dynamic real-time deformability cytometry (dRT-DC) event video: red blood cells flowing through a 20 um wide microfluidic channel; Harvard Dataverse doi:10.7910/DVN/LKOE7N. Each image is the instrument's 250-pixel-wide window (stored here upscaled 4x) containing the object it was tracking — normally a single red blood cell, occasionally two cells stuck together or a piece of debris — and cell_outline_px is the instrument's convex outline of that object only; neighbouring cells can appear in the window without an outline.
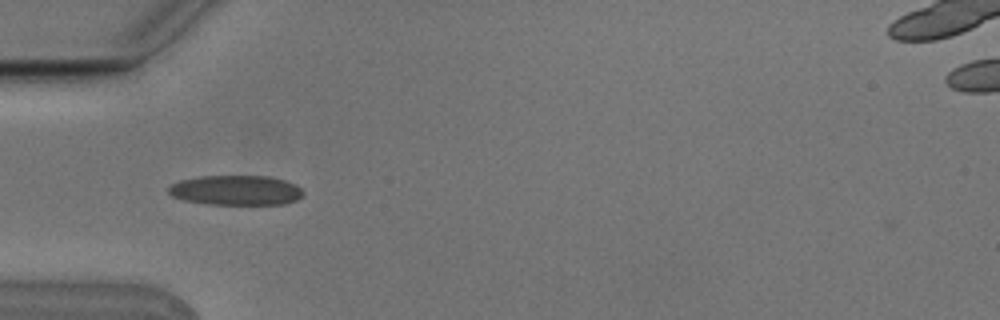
{"species": "Egyptian fruit bat (a non-hibernating species)", "species_latin": "Rousettus aegyptiacus", "temperature_condition": "cold", "stored_images_in_passage": 3, "camera_frame_rate_fps": 3000, "um_per_image_px": 0.085, "animal": {"sex": "male"}, "frame": {"image": 1, "passage_image": 1, "time_ms": 0.0, "image_size_px": [1000, 320], "cell_outline_px": [[304, 196], [296, 200], [284, 204], [208, 204], [184, 200], [172, 196], [168, 192], [168, 188], [172, 184], [180, 180], [200, 176], [268, 176], [284, 180], [296, 184], [304, 192]], "centroid_in_image_um": [20.08, 16.17], "position_along_channel_um": 64.9, "area_um2": 23.47}}
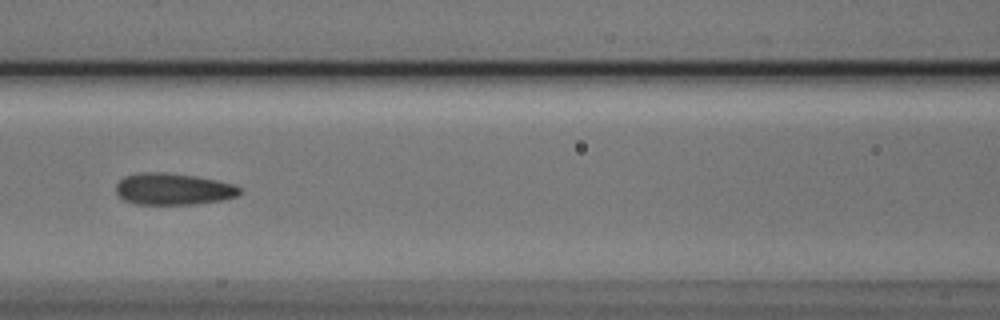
{"frame": {"image": 2, "passage_image": 3, "time_ms": 0.667, "image_size_px": [1000, 320], "cell_outline_px": [[240, 192], [236, 196], [224, 200], [196, 204], [136, 204], [124, 200], [116, 192], [116, 184], [124, 176], [140, 172], [168, 172], [196, 176], [216, 180], [232, 184], [240, 188]], "centroid_in_image_um": [14.7, 16.06], "position_along_channel_um": 151.9, "area_um2": 22.89}}